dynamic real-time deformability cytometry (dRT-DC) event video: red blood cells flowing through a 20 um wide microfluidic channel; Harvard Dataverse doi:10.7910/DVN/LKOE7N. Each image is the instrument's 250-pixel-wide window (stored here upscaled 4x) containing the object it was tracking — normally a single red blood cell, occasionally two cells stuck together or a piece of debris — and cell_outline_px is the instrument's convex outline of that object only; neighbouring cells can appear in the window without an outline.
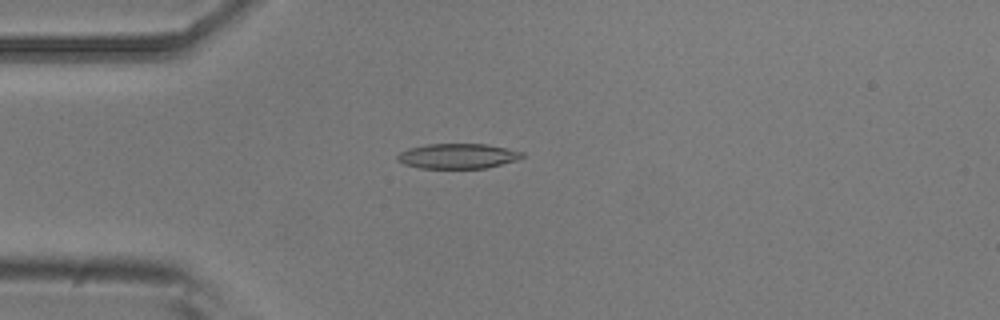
{"species": "common noctule bat (a hibernating species)", "species_latin": "Nyctalus noctula", "temperature_condition": "room temperature", "stored_images_in_passage": 38, "camera_frame_rate_fps": 3000, "um_per_image_px": 0.085, "animal": {"sex": "male", "body_mass_g": 20.5, "forearm_length_mm": 52.5}, "frame": {"image": 1, "passage_image": 5, "time_ms": 1.333, "image_size_px": [1000, 320], "cell_outline_px": [[524, 156], [516, 160], [488, 168], [420, 168], [404, 164], [396, 160], [396, 156], [400, 152], [408, 148], [428, 144], [488, 144], [524, 152]], "centroid_in_image_um": [38.9, 13.26], "position_along_channel_um": 46.1, "area_um2": 18.26}}
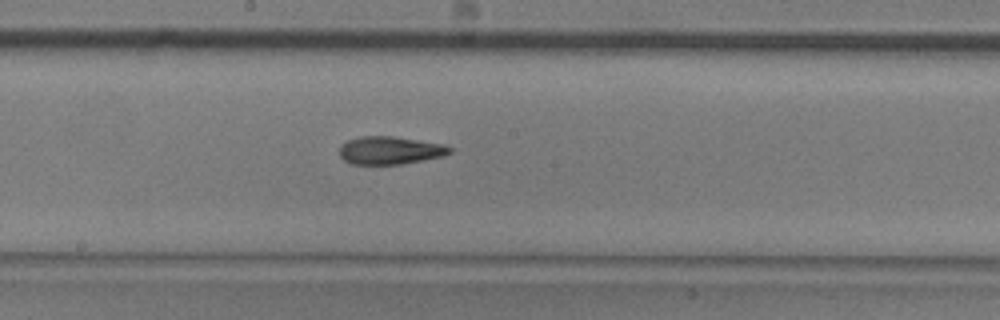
{"frame": {"image": 2, "passage_image": 19, "time_ms": 6.0, "image_size_px": [1000, 320], "cell_outline_px": [[452, 152], [444, 156], [424, 160], [400, 164], [352, 164], [344, 160], [340, 156], [340, 148], [348, 140], [360, 136], [392, 136], [444, 144], [452, 148]], "centroid_in_image_um": [33.18, 12.78], "position_along_channel_um": 215.0, "area_um2": 17.86}}
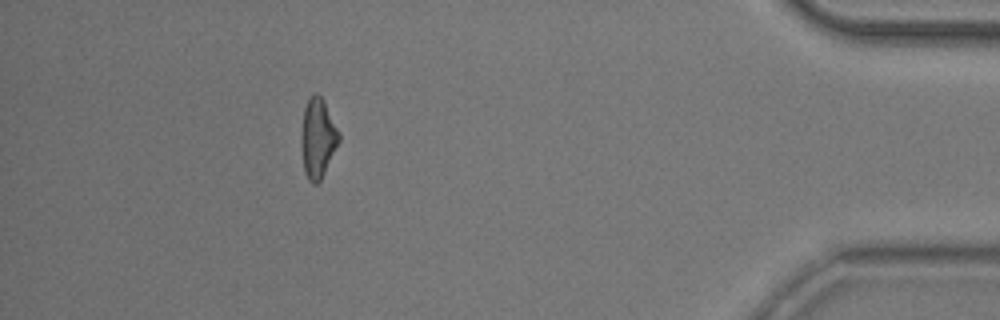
{"frame": {"image": 3, "passage_image": 38, "time_ms": 12.333, "image_size_px": [1000, 320], "cell_outline_px": [[340, 140], [320, 180], [316, 184], [312, 184], [308, 180], [304, 172], [300, 144], [300, 132], [304, 108], [308, 100], [316, 92], [324, 100], [340, 132]], "centroid_in_image_um": [26.99, 11.74], "position_along_channel_um": 408.2, "area_um2": 17.63}, "authors_computed_cell_mechanics": {"area_um2": 17.918, "velocity_mm_per_s": 3.904, "shape_relaxation_time_tau1_ms": 6.6658, "shape_relaxation_time_tau2_ms": 2.3172, "deformation_change_tau1": 0.1819, "deformation_change_tau2": 0.1033}}